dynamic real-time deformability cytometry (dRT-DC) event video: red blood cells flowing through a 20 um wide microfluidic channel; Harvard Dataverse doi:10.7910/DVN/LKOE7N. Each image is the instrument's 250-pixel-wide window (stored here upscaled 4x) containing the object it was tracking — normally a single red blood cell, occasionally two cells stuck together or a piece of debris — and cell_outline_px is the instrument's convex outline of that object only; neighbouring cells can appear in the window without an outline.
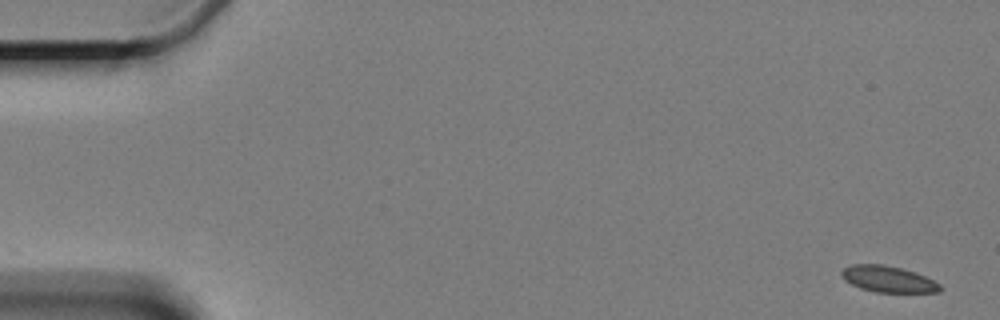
{"species": "Egyptian fruit bat (a non-hibernating species)", "species_latin": "Rousettus aegyptiacus", "temperature_condition": "cold", "stored_images_in_passage": 6, "camera_frame_rate_fps": 3000, "um_per_image_px": 0.085, "animal": {"sex": "female"}, "frame": {"image": 1, "passage_image": 1, "time_ms": 0.0, "image_size_px": [1000, 320], "cell_outline_px": [[944, 288], [940, 292], [876, 292], [860, 288], [844, 280], [840, 276], [840, 272], [844, 268], [852, 264], [880, 264], [900, 268], [924, 276], [940, 284]], "centroid_in_image_um": [75.47, 23.73], "position_along_channel_um": 9.5, "area_um2": 14.97}}